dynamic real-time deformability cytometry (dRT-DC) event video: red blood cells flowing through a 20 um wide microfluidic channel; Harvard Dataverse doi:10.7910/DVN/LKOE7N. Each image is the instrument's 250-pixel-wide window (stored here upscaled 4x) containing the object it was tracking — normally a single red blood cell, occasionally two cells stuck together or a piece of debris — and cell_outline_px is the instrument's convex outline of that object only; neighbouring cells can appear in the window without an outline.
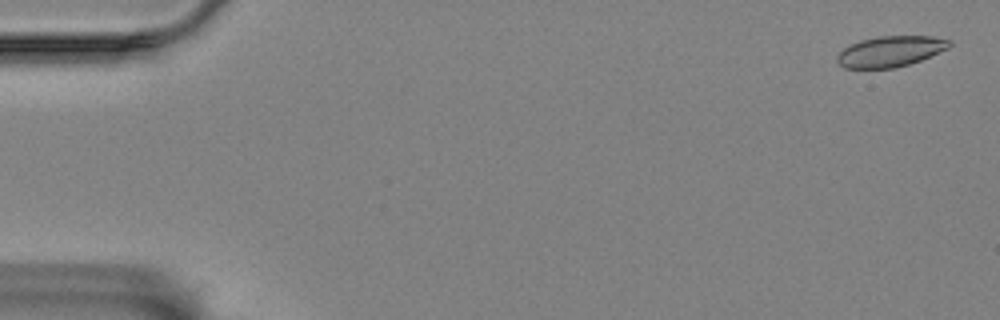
{"species": "Egyptian fruit bat (a non-hibernating species)", "species_latin": "Rousettus aegyptiacus", "temperature_condition": "room temperature", "stored_images_in_passage": 53, "camera_frame_rate_fps": 3000, "um_per_image_px": 0.085, "animal": {"sex": "female"}, "frame": {"image": 1, "passage_image": 2, "time_ms": 0.333, "image_size_px": [1000, 320], "cell_outline_px": [[952, 44], [948, 48], [920, 60], [896, 68], [844, 68], [836, 60], [836, 56], [844, 48], [860, 40], [880, 36], [932, 36], [952, 40]], "centroid_in_image_um": [75.69, 4.36], "position_along_channel_um": 9.3, "area_um2": 20.0}}
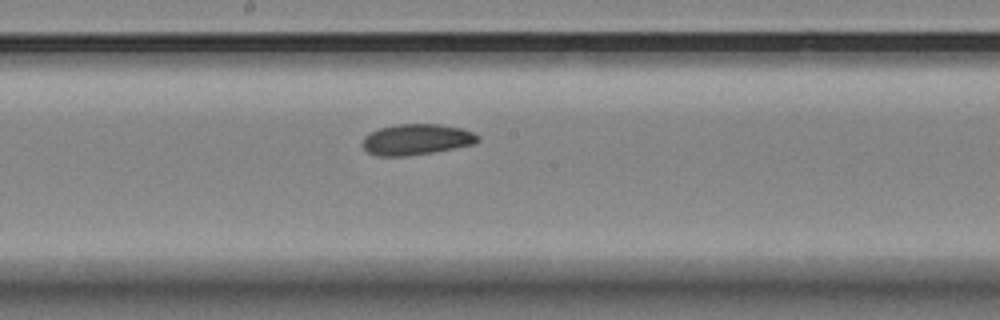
{"frame": {"image": 2, "passage_image": 31, "time_ms": 10.0, "image_size_px": [1000, 320], "cell_outline_px": [[480, 140], [476, 144], [432, 152], [404, 156], [376, 156], [368, 152], [364, 148], [364, 136], [380, 128], [396, 124], [440, 124], [464, 128], [480, 136]], "centroid_in_image_um": [35.46, 11.85], "position_along_channel_um": 212.7, "area_um2": 20.75}}
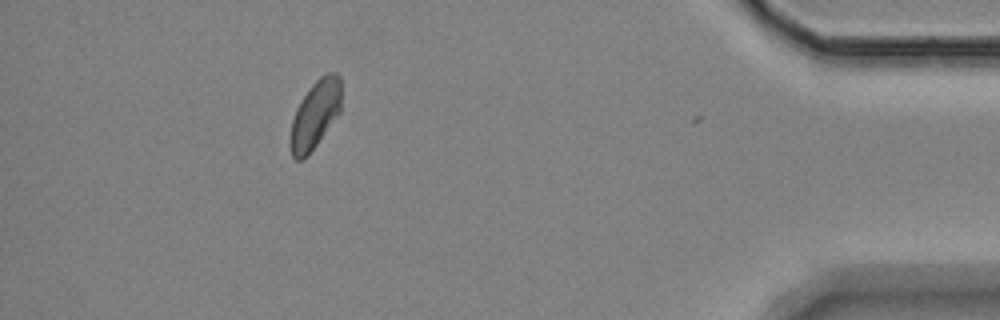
{"frame": {"image": 3, "passage_image": 52, "time_ms": 17.0, "image_size_px": [1000, 320], "cell_outline_px": [[340, 112], [308, 156], [300, 160], [296, 160], [292, 156], [288, 144], [288, 136], [292, 120], [296, 108], [312, 84], [324, 72], [336, 72], [340, 76]], "centroid_in_image_um": [26.75, 9.76], "position_along_channel_um": 408.5, "area_um2": 20.4}}